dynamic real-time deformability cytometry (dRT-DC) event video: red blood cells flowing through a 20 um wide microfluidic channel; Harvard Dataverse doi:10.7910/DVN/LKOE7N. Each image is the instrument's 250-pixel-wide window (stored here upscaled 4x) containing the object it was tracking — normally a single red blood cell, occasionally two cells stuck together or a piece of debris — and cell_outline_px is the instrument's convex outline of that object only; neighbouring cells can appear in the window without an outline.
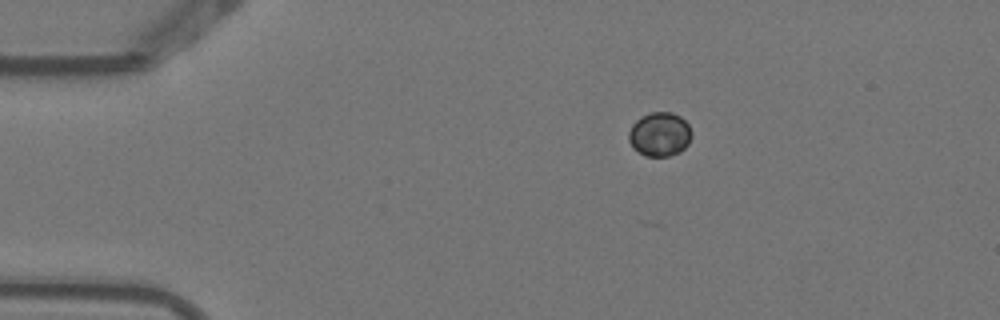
{"species": "Egyptian fruit bat (a non-hibernating species)", "species_latin": "Rousettus aegyptiacus", "temperature_condition": "warm", "stored_images_in_passage": 6, "camera_frame_rate_fps": 3000, "um_per_image_px": 0.085, "animal": {"sex": "female"}, "frame": {"image": 1, "passage_image": 1, "time_ms": 0.0, "image_size_px": [1000, 320], "cell_outline_px": [[692, 136], [688, 144], [680, 152], [668, 156], [644, 156], [632, 148], [628, 140], [628, 132], [632, 124], [640, 116], [652, 112], [672, 112], [680, 116], [688, 124], [692, 132]], "centroid_in_image_um": [56.06, 11.41], "position_along_channel_um": 28.9, "area_um2": 16.42}}
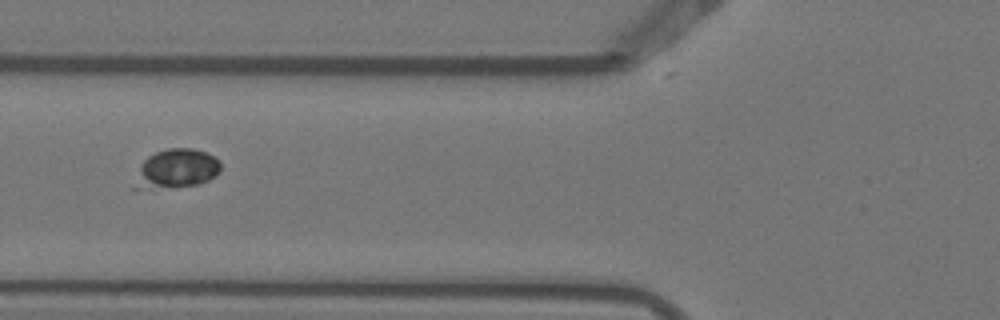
{"frame": {"image": 2, "passage_image": 4, "time_ms": 1.0, "image_size_px": [1000, 320], "cell_outline_px": [[220, 172], [216, 176], [208, 180], [196, 184], [172, 188], [128, 188], [140, 164], [148, 156], [156, 152], [168, 148], [192, 148], [208, 152], [220, 160]], "centroid_in_image_um": [14.94, 14.35], "position_along_channel_um": 110.9, "area_um2": 20.17}}
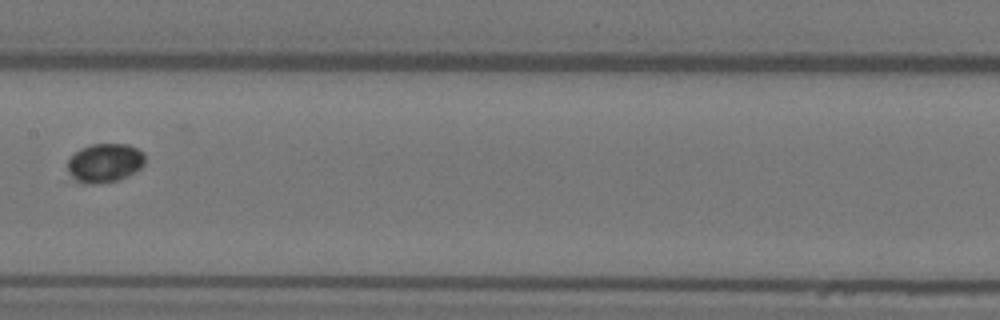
{"frame": {"image": 3, "passage_image": 6, "time_ms": 1.667, "image_size_px": [1000, 320], "cell_outline_px": [[144, 164], [140, 168], [128, 176], [120, 180], [96, 184], [84, 184], [76, 180], [68, 172], [68, 160], [80, 148], [92, 144], [128, 144], [144, 152]], "centroid_in_image_um": [8.91, 13.85], "position_along_channel_um": 198.5, "area_um2": 17.63}}